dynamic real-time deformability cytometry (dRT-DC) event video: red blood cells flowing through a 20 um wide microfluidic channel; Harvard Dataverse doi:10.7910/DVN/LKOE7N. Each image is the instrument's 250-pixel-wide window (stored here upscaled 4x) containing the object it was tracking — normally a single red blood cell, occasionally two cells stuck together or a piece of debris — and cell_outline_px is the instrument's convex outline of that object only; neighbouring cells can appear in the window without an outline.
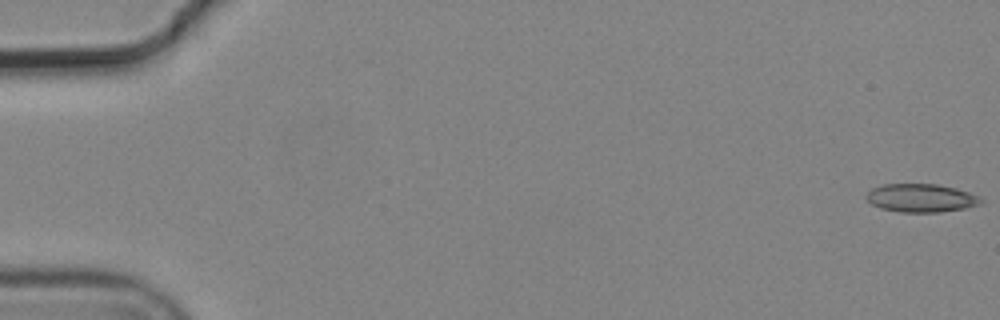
{"species": "common noctule bat (a hibernating species)", "species_latin": "Nyctalus noctula", "temperature_condition": "cold", "stored_images_in_passage": 6, "camera_frame_rate_fps": 3000, "um_per_image_px": 0.085, "animal": {"sex": "male", "body_mass_g": 19.2, "forearm_length_mm": 51.8}, "frame": {"image": 1, "passage_image": 1, "time_ms": 0.0, "image_size_px": [1000, 320], "cell_outline_px": [[984, 204], [964, 208], [940, 212], [900, 212], [880, 208], [872, 204], [864, 196], [872, 188], [884, 184], [936, 184], [956, 188], [980, 196], [984, 200]], "centroid_in_image_um": [78.32, 16.83], "position_along_channel_um": 6.7, "area_um2": 19.02}}
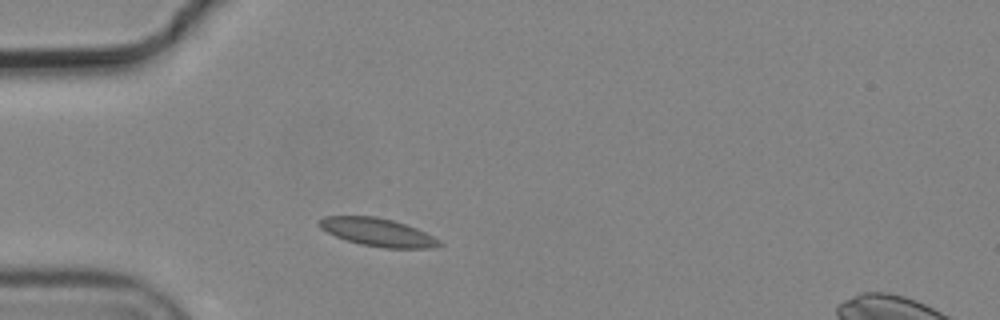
{"frame": {"image": 2, "passage_image": 6, "time_ms": 1.667, "image_size_px": [1000, 320], "cell_outline_px": [[444, 244], [436, 248], [384, 248], [360, 244], [336, 236], [320, 228], [320, 220], [324, 216], [376, 216], [392, 220], [416, 228], [440, 240]], "centroid_in_image_um": [32.14, 19.75], "position_along_channel_um": 52.9, "area_um2": 19.42}}